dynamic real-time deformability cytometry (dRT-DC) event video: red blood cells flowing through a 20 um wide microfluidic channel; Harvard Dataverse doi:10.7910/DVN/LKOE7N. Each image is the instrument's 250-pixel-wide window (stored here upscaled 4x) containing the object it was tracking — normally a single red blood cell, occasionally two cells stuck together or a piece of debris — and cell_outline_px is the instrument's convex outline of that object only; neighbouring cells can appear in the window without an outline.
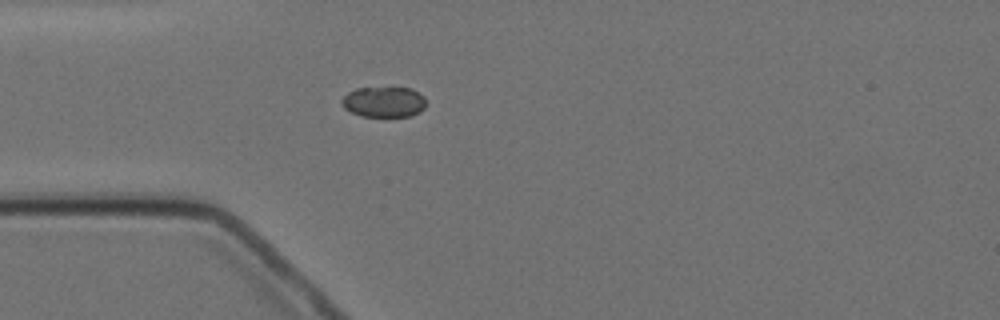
{"species": "Egyptian fruit bat (a non-hibernating species)", "species_latin": "Rousettus aegyptiacus", "temperature_condition": "cold", "stored_images_in_passage": 3, "camera_frame_rate_fps": 3000, "um_per_image_px": 0.085, "animal": {"sex": "female"}, "frame": {"image": 1, "passage_image": 3, "time_ms": 2.333, "image_size_px": [1000, 320], "cell_outline_px": [[424, 108], [420, 112], [408, 116], [360, 116], [344, 108], [340, 104], [340, 100], [348, 92], [356, 88], [412, 88], [424, 96]], "centroid_in_image_um": [32.6, 8.66], "position_along_channel_um": 52.4, "area_um2": 14.97}}